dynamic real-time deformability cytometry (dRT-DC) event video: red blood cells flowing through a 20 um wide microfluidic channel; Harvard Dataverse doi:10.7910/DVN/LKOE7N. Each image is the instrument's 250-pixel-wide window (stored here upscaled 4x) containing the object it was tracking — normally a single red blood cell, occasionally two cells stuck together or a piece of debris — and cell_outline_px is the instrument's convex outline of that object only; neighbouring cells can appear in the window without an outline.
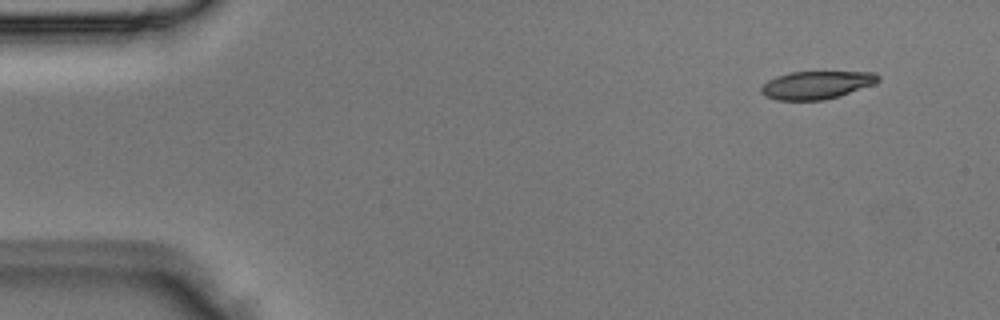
{"species": "Egyptian fruit bat (a non-hibernating species)", "species_latin": "Rousettus aegyptiacus", "temperature_condition": "room temperature", "stored_images_in_passage": 3, "segment_of_instrument_passage": [2, 2], "camera_frame_rate_fps": 3000, "um_per_image_px": 0.085, "animal": {"sex": "male"}, "frame": {"image": 1, "passage_image": 3, "time_ms": 0.667, "image_size_px": [1000, 320], "cell_outline_px": [[880, 80], [876, 84], [840, 96], [824, 100], [776, 100], [764, 96], [760, 92], [760, 88], [768, 80], [776, 76], [792, 72], [876, 72], [880, 76]], "centroid_in_image_um": [69.43, 7.23], "position_along_channel_um": 15.6, "area_um2": 19.25}}